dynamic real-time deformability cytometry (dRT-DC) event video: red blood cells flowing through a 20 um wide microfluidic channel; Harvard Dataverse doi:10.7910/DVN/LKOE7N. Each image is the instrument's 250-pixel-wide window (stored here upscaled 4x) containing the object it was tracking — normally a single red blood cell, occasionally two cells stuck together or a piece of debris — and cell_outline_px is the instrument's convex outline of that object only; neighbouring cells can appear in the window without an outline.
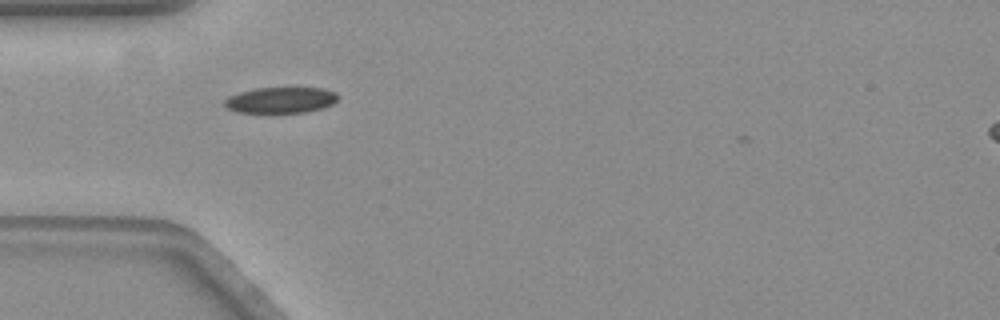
{"species": "common noctule bat (a hibernating species)", "species_latin": "Nyctalus noctula", "temperature_condition": "warm", "stored_images_in_passage": 41, "camera_frame_rate_fps": 3000, "um_per_image_px": 0.085, "animal": {"sex": "female", "body_mass_g": 19.3, "forearm_length_mm": 54.1}, "frame": {"image": 1, "passage_image": 2, "time_ms": 0.333, "image_size_px": [1000, 320], "cell_outline_px": [[336, 100], [332, 104], [308, 112], [268, 116], [236, 112], [228, 108], [224, 104], [224, 100], [228, 96], [240, 92], [256, 88], [324, 88], [336, 92]], "centroid_in_image_um": [23.79, 8.56], "position_along_channel_um": 61.2, "area_um2": 17.98}}
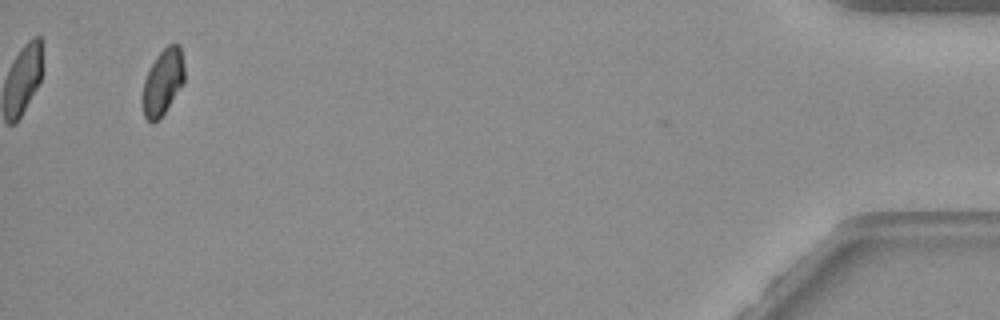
{"frame": {"image": 2, "passage_image": 40, "time_ms": 13.0, "image_size_px": [1000, 320], "cell_outline_px": [[184, 80], [160, 120], [152, 124], [144, 116], [140, 104], [140, 100], [144, 80], [156, 56], [168, 44], [180, 44], [184, 64]], "centroid_in_image_um": [13.8, 7.01], "position_along_channel_um": 421.4, "area_um2": 16.3}, "authors_computed_cell_mechanics": {"area_um2": 17.629, "velocity_mm_per_s": 3.5274, "shape_relaxation_time_tau1_ms": 3.3834, "shape_relaxation_time_tau2_ms": null, "deformation_change_tau1": 0.1107, "deformation_change_tau2": null}}